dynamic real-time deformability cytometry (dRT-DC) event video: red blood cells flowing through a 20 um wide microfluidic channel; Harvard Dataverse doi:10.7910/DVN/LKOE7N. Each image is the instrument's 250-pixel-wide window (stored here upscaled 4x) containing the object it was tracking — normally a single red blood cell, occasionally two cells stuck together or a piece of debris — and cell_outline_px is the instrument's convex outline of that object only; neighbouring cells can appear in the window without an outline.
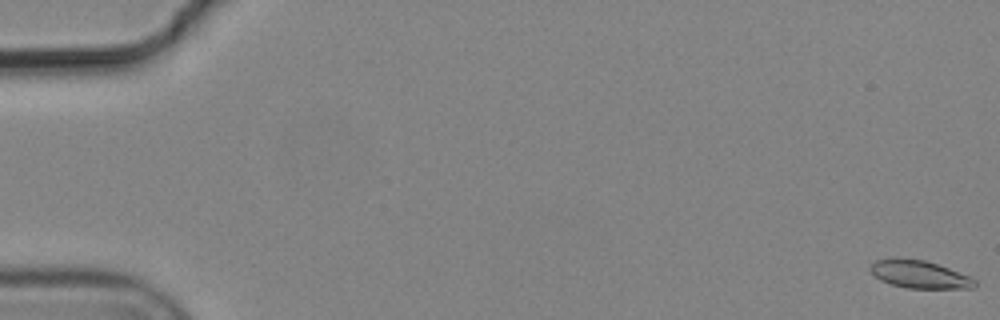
{"species": "common noctule bat (a hibernating species)", "species_latin": "Nyctalus noctula", "temperature_condition": "cold", "stored_images_in_passage": 7, "camera_frame_rate_fps": 3000, "um_per_image_px": 0.085, "animal": {"sex": "male", "body_mass_g": 19.2, "forearm_length_mm": 51.8}, "frame": {"image": 1, "passage_image": 1, "time_ms": 0.0, "image_size_px": [1000, 320], "cell_outline_px": [[976, 284], [972, 288], [908, 288], [892, 284], [880, 280], [868, 268], [876, 260], [924, 260], [972, 276], [976, 280]], "centroid_in_image_um": [78.22, 23.35], "position_along_channel_um": 6.8, "area_um2": 16.3}}